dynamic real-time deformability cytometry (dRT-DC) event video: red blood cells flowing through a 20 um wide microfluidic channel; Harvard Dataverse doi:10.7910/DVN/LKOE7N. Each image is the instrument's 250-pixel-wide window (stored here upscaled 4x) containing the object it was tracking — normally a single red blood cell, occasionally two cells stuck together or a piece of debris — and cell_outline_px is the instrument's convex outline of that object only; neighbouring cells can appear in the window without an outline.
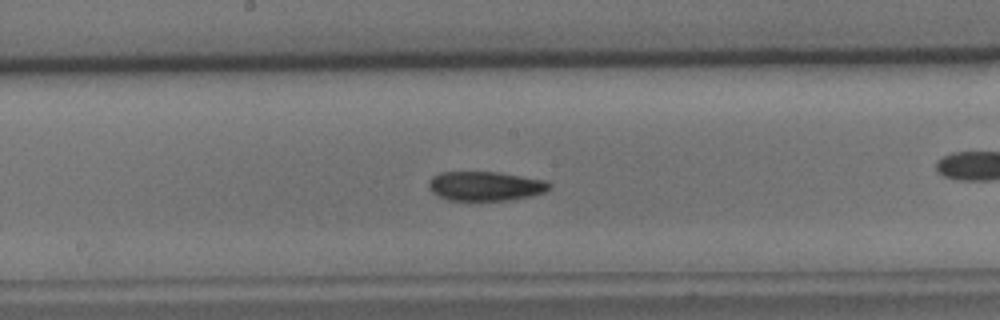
{"species": "common noctule bat (a hibernating species)", "species_latin": "Nyctalus noctula", "temperature_condition": "cold", "stored_images_in_passage": 44, "camera_frame_rate_fps": 3000, "um_per_image_px": 0.085, "animal": {"sex": "male", "body_mass_g": 15.6}, "frame": {"image": 1, "passage_image": 24, "time_ms": 7.667, "image_size_px": [1000, 320], "cell_outline_px": [[552, 188], [544, 192], [532, 196], [508, 200], [448, 200], [432, 192], [428, 188], [428, 180], [432, 176], [440, 172], [496, 172], [544, 180], [552, 184]], "centroid_in_image_um": [41.24, 15.81], "position_along_channel_um": 207.0, "area_um2": 20.63}}